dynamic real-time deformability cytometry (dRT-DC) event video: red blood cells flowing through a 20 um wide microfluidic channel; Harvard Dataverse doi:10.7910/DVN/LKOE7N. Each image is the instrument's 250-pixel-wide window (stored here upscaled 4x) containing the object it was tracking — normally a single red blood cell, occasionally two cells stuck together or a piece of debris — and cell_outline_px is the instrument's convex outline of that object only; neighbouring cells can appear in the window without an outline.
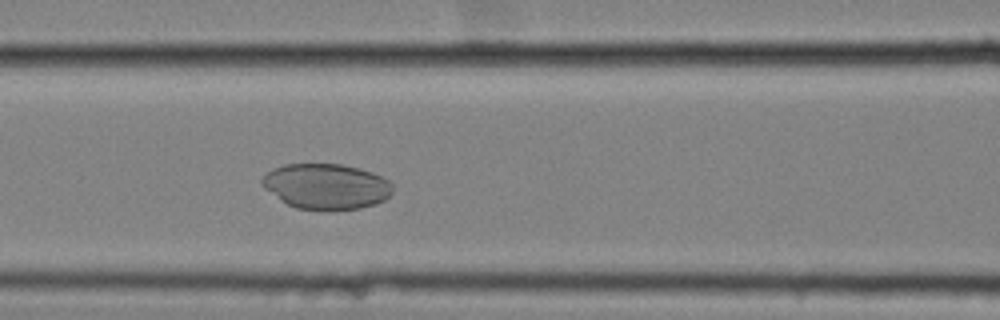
{"species": "common noctule bat (a hibernating species)", "species_latin": "Nyctalus noctula", "temperature_condition": "cold", "stored_images_in_passage": 54, "camera_frame_rate_fps": 3000, "um_per_image_px": 0.085, "animal": {"sex": "female", "body_mass_g": 25.1}, "frame": {"image": 1, "passage_image": 23, "time_ms": 7.333, "image_size_px": [1000, 320], "cell_outline_px": [[392, 192], [384, 200], [376, 204], [360, 208], [296, 208], [280, 200], [264, 188], [260, 184], [260, 180], [268, 172], [284, 164], [340, 164], [372, 172], [388, 180], [392, 184]], "centroid_in_image_um": [27.71, 15.82], "position_along_channel_um": 138.9, "area_um2": 33.99}}
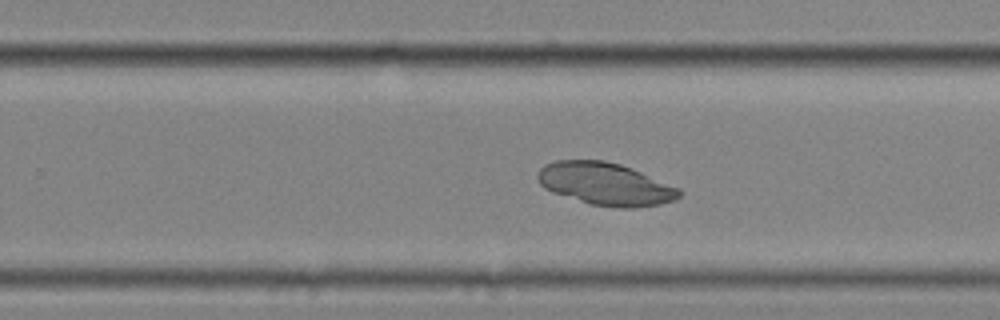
{"frame": {"image": 2, "passage_image": 35, "time_ms": 11.333, "image_size_px": [1000, 320], "cell_outline_px": [[684, 192], [676, 200], [660, 204], [632, 208], [624, 208], [588, 204], [552, 192], [544, 188], [540, 184], [536, 176], [540, 168], [544, 164], [556, 160], [604, 160], [620, 164], [632, 168], [680, 188]], "centroid_in_image_um": [51.46, 15.64], "position_along_channel_um": 278.3, "area_um2": 35.37}}
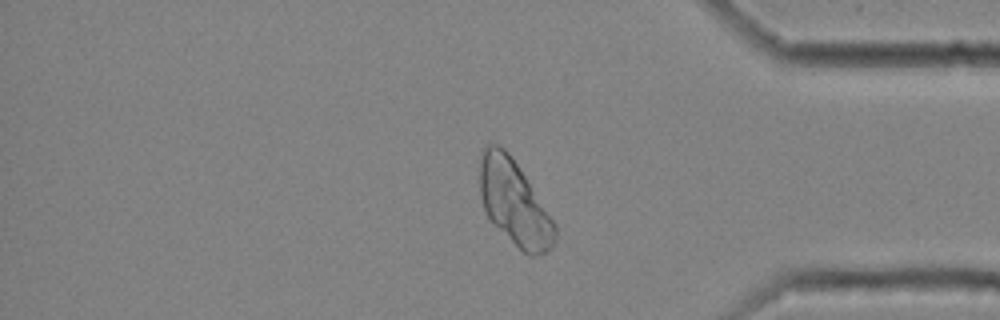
{"frame": {"image": 3, "passage_image": 46, "time_ms": 15.0, "image_size_px": [1000, 320], "cell_outline_px": [[556, 240], [552, 248], [536, 256], [528, 256], [488, 216], [484, 208], [480, 196], [480, 148], [488, 144], [496, 144], [504, 148], [508, 152], [556, 224]], "centroid_in_image_um": [43.71, 17.21], "position_along_channel_um": 391.5, "area_um2": 36.41}}